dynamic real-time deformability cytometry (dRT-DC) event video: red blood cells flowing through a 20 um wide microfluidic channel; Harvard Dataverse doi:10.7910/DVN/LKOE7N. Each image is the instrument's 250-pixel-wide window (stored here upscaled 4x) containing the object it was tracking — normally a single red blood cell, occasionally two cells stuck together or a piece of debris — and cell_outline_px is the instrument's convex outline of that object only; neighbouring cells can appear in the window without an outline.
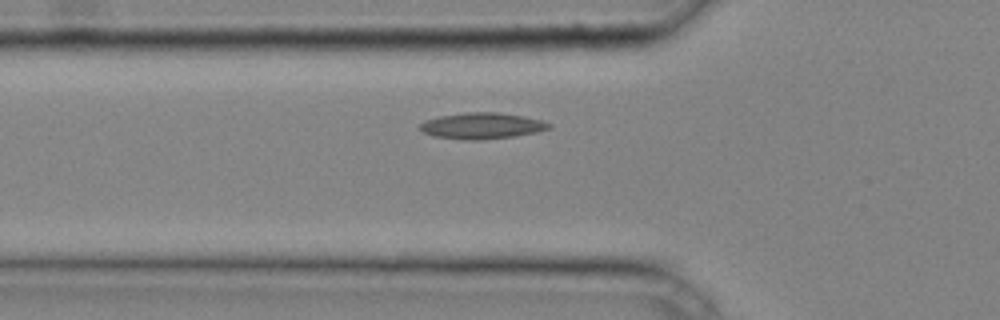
{"species": "common noctule bat (a hibernating species)", "species_latin": "Nyctalus noctula", "temperature_condition": "cold", "stored_images_in_passage": 32, "camera_frame_rate_fps": 3000, "um_per_image_px": 0.085, "animal": {"sex": "male", "body_mass_g": 20.4}, "frame": {"image": 1, "passage_image": 10, "time_ms": 3.0, "image_size_px": [1000, 320], "cell_outline_px": [[552, 124], [548, 128], [536, 132], [512, 136], [480, 140], [464, 140], [432, 136], [424, 132], [420, 128], [420, 124], [428, 120], [440, 116], [464, 112], [496, 112], [524, 116], [540, 120]], "centroid_in_image_um": [40.94, 10.69], "position_along_channel_um": 84.9, "area_um2": 19.42}}
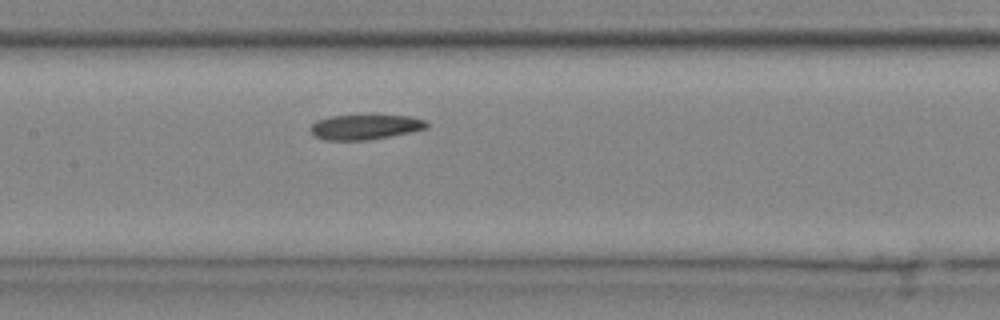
{"frame": {"image": 2, "passage_image": 16, "time_ms": 5.0, "image_size_px": [1000, 320], "cell_outline_px": [[428, 128], [368, 140], [324, 140], [316, 136], [308, 128], [316, 120], [332, 116], [372, 112], [408, 116], [424, 120], [428, 124]], "centroid_in_image_um": [31.02, 10.73], "position_along_channel_um": 176.4, "area_um2": 17.63}}
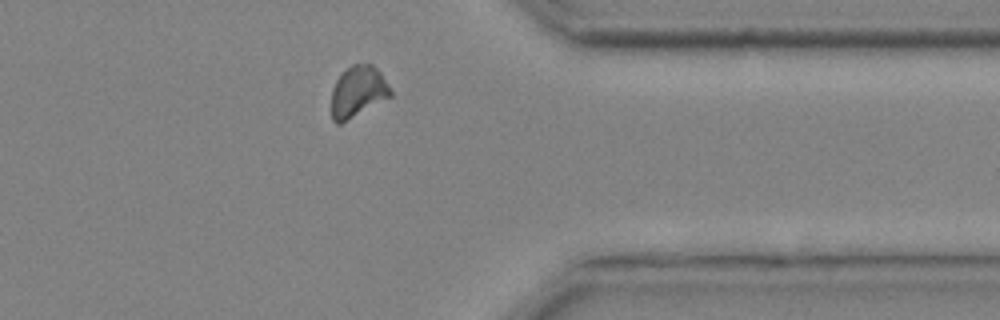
{"frame": {"image": 3, "passage_image": 30, "time_ms": 9.667, "image_size_px": [1000, 320], "cell_outline_px": [[392, 96], [340, 124], [336, 124], [332, 120], [332, 88], [340, 72], [352, 64], [372, 64], [380, 72], [392, 92]], "centroid_in_image_um": [30.4, 7.78], "position_along_channel_um": 381.0, "area_um2": 17.63}}